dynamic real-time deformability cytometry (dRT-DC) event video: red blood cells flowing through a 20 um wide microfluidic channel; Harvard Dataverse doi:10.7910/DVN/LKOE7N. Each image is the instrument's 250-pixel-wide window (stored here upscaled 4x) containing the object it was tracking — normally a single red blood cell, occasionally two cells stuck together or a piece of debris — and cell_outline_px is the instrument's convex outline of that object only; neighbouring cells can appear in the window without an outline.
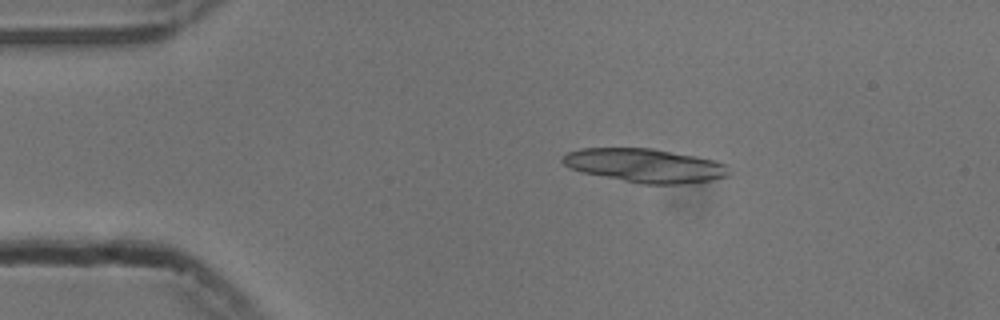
{"species": "common noctule bat (a hibernating species)", "species_latin": "Nyctalus noctula", "temperature_condition": "cold", "stored_images_in_passage": 44, "segment_of_instrument_passage": [1, 2], "camera_frame_rate_fps": 3000, "um_per_image_px": 0.085, "animal": {"sex": "male", "body_mass_g": 13.3}, "frame": {"image": 1, "passage_image": 1, "time_ms": 0.0, "image_size_px": [1000, 320], "cell_outline_px": [[732, 172], [728, 176], [712, 180], [684, 184], [640, 184], [580, 172], [568, 168], [560, 160], [568, 152], [580, 148], [652, 148], [696, 156], [716, 160], [728, 164]], "centroid_in_image_um": [54.86, 14.07], "position_along_channel_um": 30.1, "area_um2": 33.23}}